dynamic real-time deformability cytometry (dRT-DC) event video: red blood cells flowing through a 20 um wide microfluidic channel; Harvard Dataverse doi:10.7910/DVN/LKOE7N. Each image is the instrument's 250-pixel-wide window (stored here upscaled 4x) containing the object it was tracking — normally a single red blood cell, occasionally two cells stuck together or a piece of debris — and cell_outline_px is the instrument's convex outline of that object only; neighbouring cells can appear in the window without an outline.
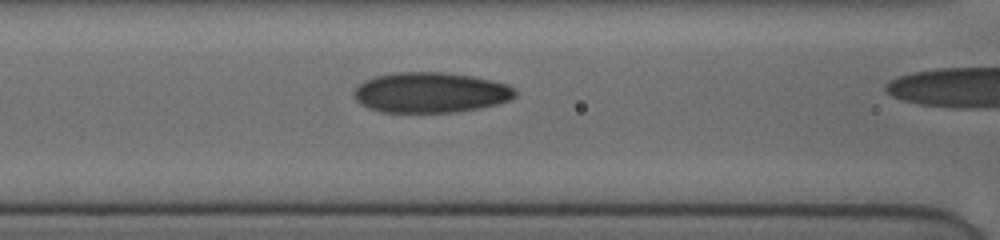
{"species": "human", "species_latin": "Homo sapiens", "temperature_condition": "cold", "stored_images_in_passage": 11, "camera_frame_rate_fps": 3000, "um_per_image_px": 0.085, "donor": {"sex": "female"}, "frame": {"image": 1, "passage_image": 7, "time_ms": 4.0, "image_size_px": [1000, 240], "cell_outline_px": [[516, 96], [508, 100], [496, 104], [456, 112], [380, 112], [368, 108], [360, 104], [356, 100], [352, 92], [364, 80], [376, 76], [392, 72], [444, 72], [472, 76], [492, 80], [516, 88]], "centroid_in_image_um": [36.56, 7.86], "position_along_channel_um": 130.0, "area_um2": 37.97}}
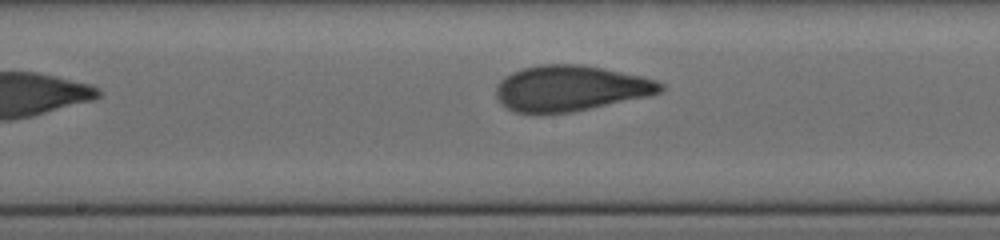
{"frame": {"image": 2, "passage_image": 11, "time_ms": 7.0, "image_size_px": [1000, 240], "cell_outline_px": [[664, 88], [660, 92], [648, 96], [572, 112], [516, 112], [500, 104], [496, 96], [496, 88], [500, 80], [504, 76], [512, 72], [524, 68], [540, 64], [580, 64], [604, 68], [640, 76], [656, 80], [664, 84]], "centroid_in_image_um": [48.48, 7.49], "position_along_channel_um": 199.7, "area_um2": 43.47}}